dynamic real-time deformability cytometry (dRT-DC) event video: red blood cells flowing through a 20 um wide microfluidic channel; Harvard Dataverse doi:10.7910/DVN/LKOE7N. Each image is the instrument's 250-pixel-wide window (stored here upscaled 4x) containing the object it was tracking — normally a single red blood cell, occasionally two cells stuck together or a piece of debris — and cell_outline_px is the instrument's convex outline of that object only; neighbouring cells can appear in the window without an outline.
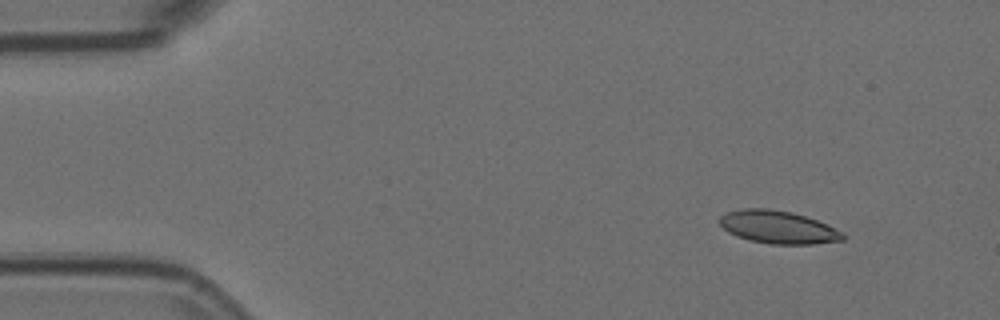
{"species": "Egyptian fruit bat (a non-hibernating species)", "species_latin": "Rousettus aegyptiacus", "temperature_condition": "room temperature", "stored_images_in_passage": 5, "segment_of_instrument_passage": [1, 2], "camera_frame_rate_fps": 3000, "um_per_image_px": 0.085, "animal": {"sex": "female"}, "frame": {"image": 1, "passage_image": 1, "time_ms": 0.0, "image_size_px": [1000, 320], "cell_outline_px": [[844, 240], [812, 244], [772, 244], [748, 240], [736, 236], [728, 232], [720, 224], [720, 216], [728, 212], [740, 208], [768, 208], [792, 212], [828, 224], [844, 232]], "centroid_in_image_um": [66.14, 19.31], "position_along_channel_um": 18.9, "area_um2": 23.64}}
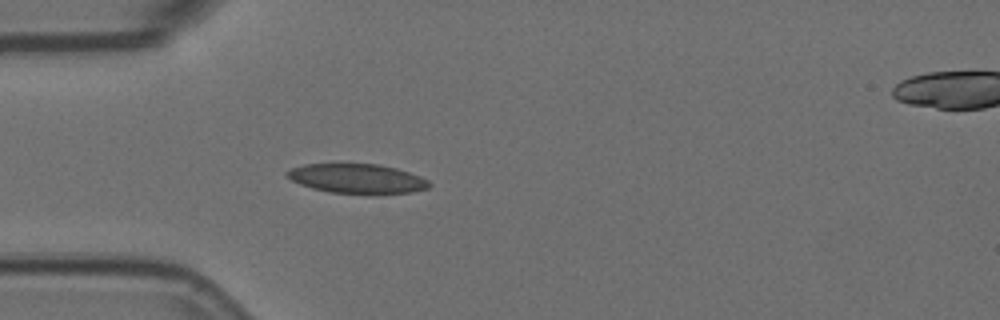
{"frame": {"image": 2, "passage_image": 4, "time_ms": 1.0, "image_size_px": [1000, 320], "cell_outline_px": [[432, 184], [428, 188], [412, 192], [376, 196], [368, 196], [328, 192], [312, 188], [300, 184], [284, 176], [284, 172], [292, 168], [304, 164], [380, 164], [396, 168], [420, 176], [428, 180]], "centroid_in_image_um": [30.37, 15.22], "position_along_channel_um": 54.6, "area_um2": 25.26}}